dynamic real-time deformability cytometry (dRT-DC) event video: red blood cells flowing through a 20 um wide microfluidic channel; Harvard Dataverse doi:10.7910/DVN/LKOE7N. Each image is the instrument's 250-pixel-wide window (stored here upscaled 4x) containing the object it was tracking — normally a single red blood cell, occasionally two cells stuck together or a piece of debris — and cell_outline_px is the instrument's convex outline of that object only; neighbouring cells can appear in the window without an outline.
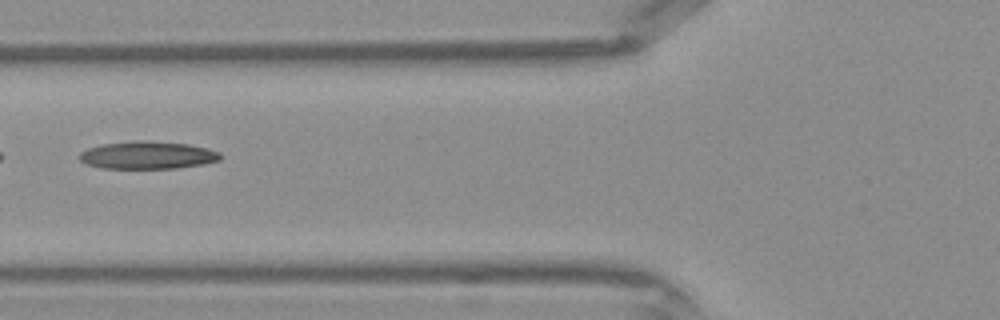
{"species": "Egyptian fruit bat (a non-hibernating species)", "species_latin": "Rousettus aegyptiacus", "temperature_condition": "warm", "stored_images_in_passage": 39, "camera_frame_rate_fps": 3000, "um_per_image_px": 0.085, "frame": {"image": 1, "passage_image": 13, "time_ms": 4.0, "image_size_px": [1000, 320], "cell_outline_px": [[220, 160], [204, 164], [176, 168], [100, 168], [88, 164], [80, 160], [80, 152], [88, 148], [104, 144], [136, 140], [144, 140], [188, 144], [208, 148], [220, 152]], "centroid_in_image_um": [12.57, 13.18], "position_along_channel_um": 113.2, "area_um2": 22.6}}
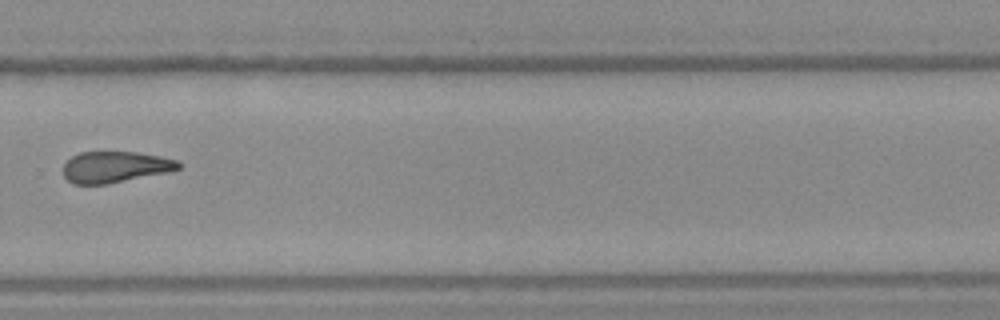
{"frame": {"image": 2, "passage_image": 26, "time_ms": 8.333, "image_size_px": [1000, 320], "cell_outline_px": [[180, 168], [168, 172], [108, 184], [72, 184], [64, 176], [64, 164], [72, 156], [80, 152], [136, 152], [160, 156], [180, 160]], "centroid_in_image_um": [9.8, 14.19], "position_along_channel_um": 320.0, "area_um2": 20.98}}
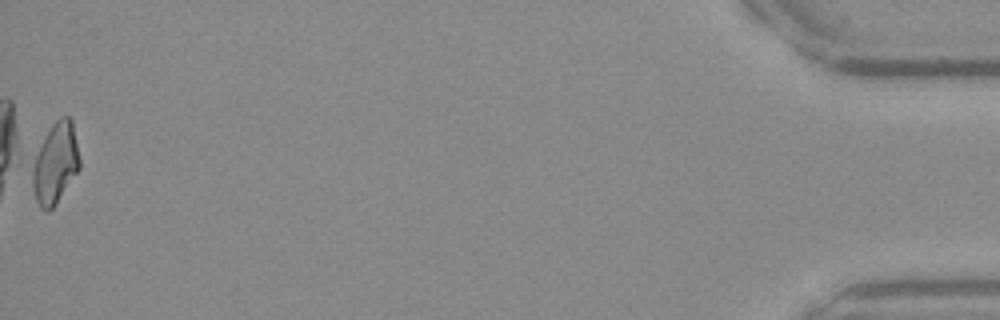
{"frame": {"image": 3, "passage_image": 39, "time_ms": 12.667, "image_size_px": [1000, 320], "cell_outline_px": [[80, 168], [56, 204], [48, 212], [44, 212], [40, 208], [36, 200], [32, 184], [32, 172], [36, 156], [52, 124], [60, 116], [68, 116], [72, 120], [80, 160]], "centroid_in_image_um": [4.73, 13.92], "position_along_channel_um": 430.5, "area_um2": 21.85}}